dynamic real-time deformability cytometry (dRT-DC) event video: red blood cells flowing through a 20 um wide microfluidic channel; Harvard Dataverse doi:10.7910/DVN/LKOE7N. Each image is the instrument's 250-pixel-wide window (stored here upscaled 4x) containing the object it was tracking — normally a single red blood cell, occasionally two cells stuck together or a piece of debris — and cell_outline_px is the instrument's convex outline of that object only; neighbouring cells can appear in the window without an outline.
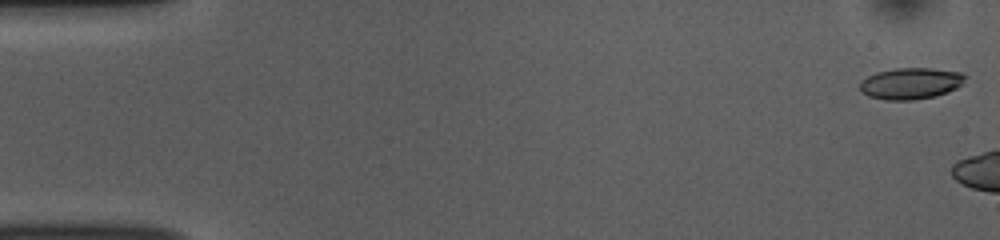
{"species": "common noctule bat (a hibernating species)", "species_latin": "Nyctalus noctula", "temperature_condition": "room temperature", "stored_images_in_passage": 6, "camera_frame_rate_fps": 3000, "um_per_image_px": 0.085, "animal": {"sex": "female", "body_mass_g": 10.0, "forearm_length_mm": 53.1}, "frame": {"image": 1, "passage_image": 1, "time_ms": 0.0, "image_size_px": [1000, 240], "cell_outline_px": [[968, 76], [964, 84], [948, 92], [936, 96], [912, 100], [884, 100], [868, 96], [860, 92], [860, 80], [876, 72], [896, 68], [932, 68], [964, 72]], "centroid_in_image_um": [77.44, 7.09], "position_along_channel_um": 7.6, "area_um2": 19.71}}